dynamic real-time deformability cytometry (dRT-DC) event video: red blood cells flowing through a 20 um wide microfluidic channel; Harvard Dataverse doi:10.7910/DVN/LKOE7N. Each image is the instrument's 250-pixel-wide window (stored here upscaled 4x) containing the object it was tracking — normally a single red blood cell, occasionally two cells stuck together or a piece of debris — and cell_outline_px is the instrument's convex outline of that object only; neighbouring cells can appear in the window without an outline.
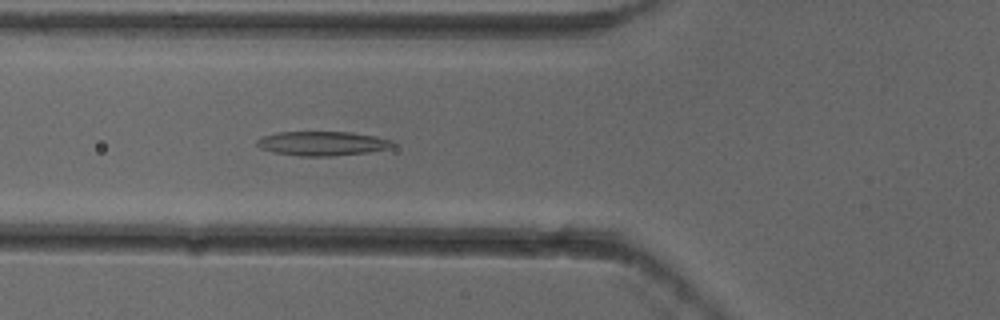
{"species": "common noctule bat (a hibernating species)", "species_latin": "Nyctalus noctula", "temperature_condition": "cold", "stored_images_in_passage": 4, "camera_frame_rate_fps": 3000, "um_per_image_px": 0.085, "animal": {"sex": "female"}, "frame": {"image": 1, "passage_image": 4, "time_ms": 1.0, "image_size_px": [1000, 320], "cell_outline_px": [[396, 144], [388, 148], [368, 152], [332, 156], [300, 156], [272, 152], [260, 148], [256, 144], [256, 140], [264, 136], [280, 132], [352, 132], [376, 136], [392, 140]], "centroid_in_image_um": [27.4, 12.19], "position_along_channel_um": 98.4, "area_um2": 19.19}}